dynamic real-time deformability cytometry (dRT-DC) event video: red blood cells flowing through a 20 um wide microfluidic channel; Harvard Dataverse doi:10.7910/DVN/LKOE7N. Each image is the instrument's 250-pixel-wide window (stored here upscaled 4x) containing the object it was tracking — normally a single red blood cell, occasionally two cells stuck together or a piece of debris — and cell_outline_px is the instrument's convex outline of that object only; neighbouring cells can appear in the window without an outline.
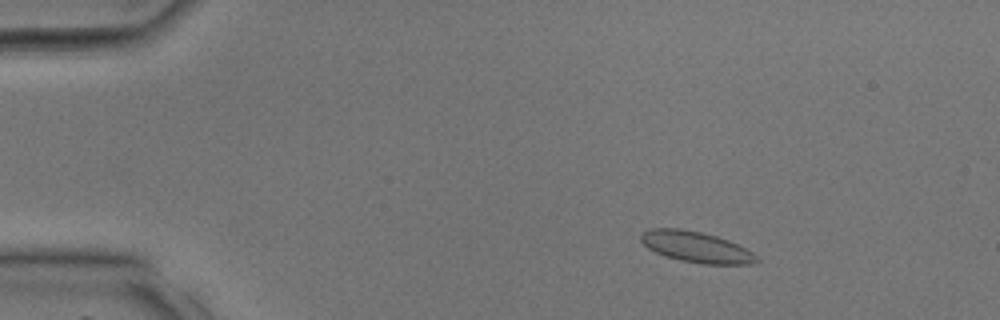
{"species": "common noctule bat (a hibernating species)", "species_latin": "Nyctalus noctula", "temperature_condition": "room temperature", "stored_images_in_passage": 37, "camera_frame_rate_fps": 3000, "um_per_image_px": 0.085, "animal": {"sex": "male", "body_mass_g": 17.9, "forearm_length_mm": 54.2}, "frame": {"image": 1, "passage_image": 6, "time_ms": 1.667, "image_size_px": [1000, 320], "cell_outline_px": [[760, 260], [756, 264], [704, 264], [680, 260], [656, 252], [648, 248], [640, 240], [640, 236], [648, 228], [680, 228], [700, 232], [716, 236], [728, 240], [752, 252]], "centroid_in_image_um": [59.18, 20.99], "position_along_channel_um": 25.8, "area_um2": 20.63}}
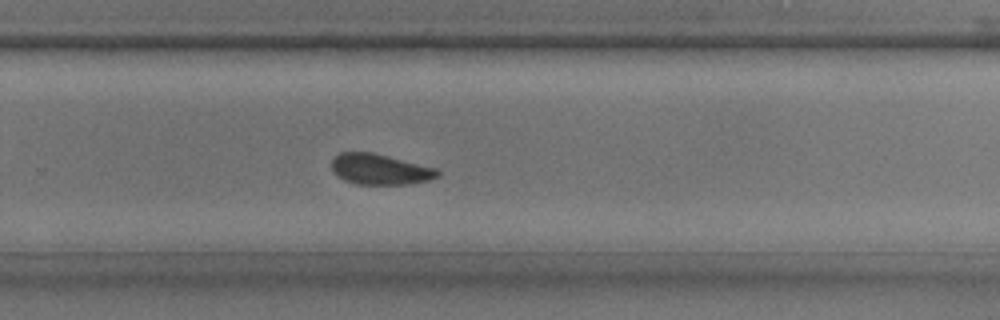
{"frame": {"image": 2, "passage_image": 25, "time_ms": 8.0, "image_size_px": [1000, 320], "cell_outline_px": [[440, 176], [428, 180], [408, 184], [356, 184], [344, 180], [336, 176], [332, 172], [332, 160], [340, 152], [372, 152], [436, 168], [440, 172]], "centroid_in_image_um": [32.27, 14.39], "position_along_channel_um": 297.5, "area_um2": 18.9}}
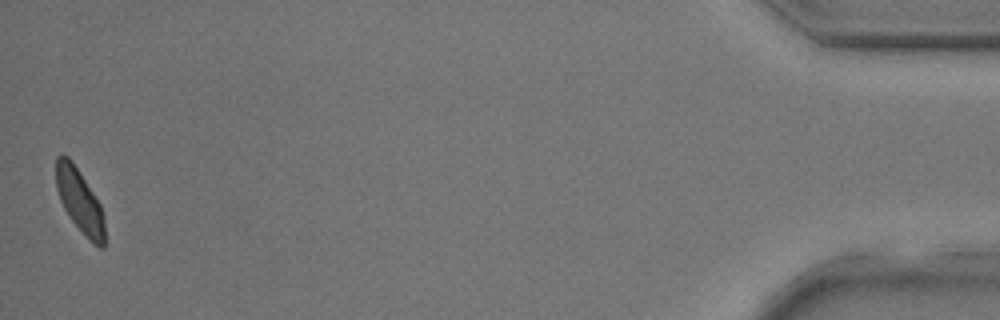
{"frame": {"image": 3, "passage_image": 37, "time_ms": 12.0, "image_size_px": [1000, 320], "cell_outline_px": [[104, 248], [100, 248], [68, 216], [60, 200], [56, 188], [56, 156], [68, 156], [72, 160], [100, 204], [104, 216]], "centroid_in_image_um": [6.75, 17.02], "position_along_channel_um": 428.4, "area_um2": 17.46}}